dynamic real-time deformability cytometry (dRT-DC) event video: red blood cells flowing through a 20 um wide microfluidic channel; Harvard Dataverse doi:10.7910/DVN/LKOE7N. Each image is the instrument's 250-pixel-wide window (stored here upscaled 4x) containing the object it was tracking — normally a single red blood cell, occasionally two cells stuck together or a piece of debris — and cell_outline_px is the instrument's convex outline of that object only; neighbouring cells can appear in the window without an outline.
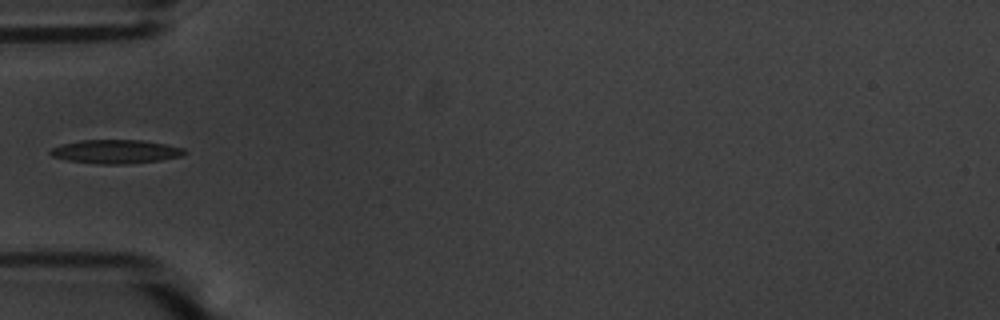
{"species": "common noctule bat (a hibernating species)", "species_latin": "Nyctalus noctula", "temperature_condition": "warm", "stored_images_in_passage": 38, "camera_frame_rate_fps": 3000, "um_per_image_px": 0.085, "animal": {"sex": "male", "body_mass_g": 20.1, "forearm_length_mm": 53.5}, "frame": {"image": 1, "passage_image": 1, "time_ms": 0.0, "image_size_px": [1000, 320], "cell_outline_px": [[188, 152], [184, 156], [160, 160], [124, 164], [100, 164], [68, 160], [52, 156], [48, 152], [52, 148], [60, 144], [80, 140], [140, 140], [164, 144], [184, 148]], "centroid_in_image_um": [9.85, 12.88], "position_along_channel_um": 75.2, "area_um2": 18.55}}
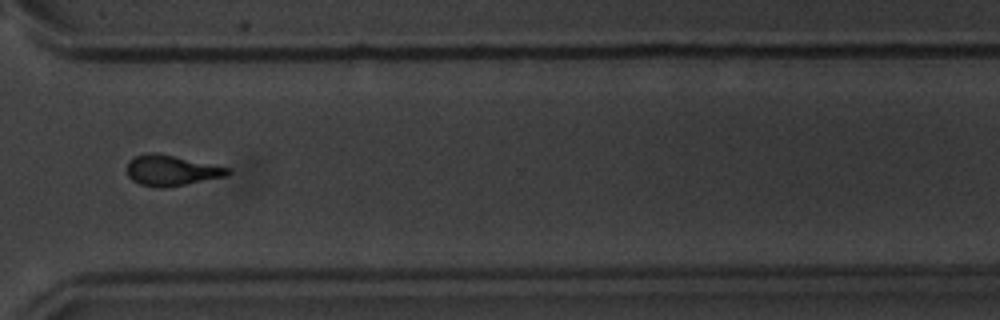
{"frame": {"image": 2, "passage_image": 24, "time_ms": 7.667, "image_size_px": [1000, 320], "cell_outline_px": [[232, 172], [228, 176], [164, 188], [156, 188], [140, 184], [132, 180], [128, 176], [128, 160], [136, 156], [148, 152], [152, 152], [172, 156], [228, 168]], "centroid_in_image_um": [14.54, 14.51], "position_along_channel_um": 356.1, "area_um2": 17.63}}
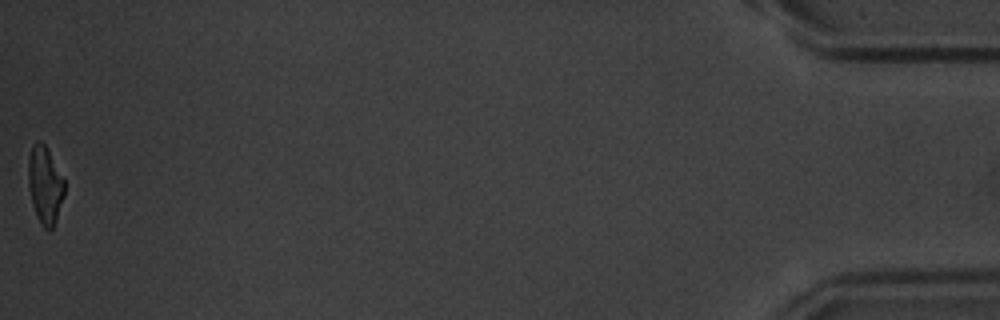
{"frame": {"image": 3, "passage_image": 38, "time_ms": 12.333, "image_size_px": [1000, 320], "cell_outline_px": [[64, 196], [56, 220], [52, 228], [48, 232], [44, 228], [36, 216], [32, 204], [28, 188], [28, 160], [32, 144], [36, 140], [40, 140], [44, 144], [64, 180]], "centroid_in_image_um": [3.8, 15.74], "position_along_channel_um": 431.4, "area_um2": 16.3}}